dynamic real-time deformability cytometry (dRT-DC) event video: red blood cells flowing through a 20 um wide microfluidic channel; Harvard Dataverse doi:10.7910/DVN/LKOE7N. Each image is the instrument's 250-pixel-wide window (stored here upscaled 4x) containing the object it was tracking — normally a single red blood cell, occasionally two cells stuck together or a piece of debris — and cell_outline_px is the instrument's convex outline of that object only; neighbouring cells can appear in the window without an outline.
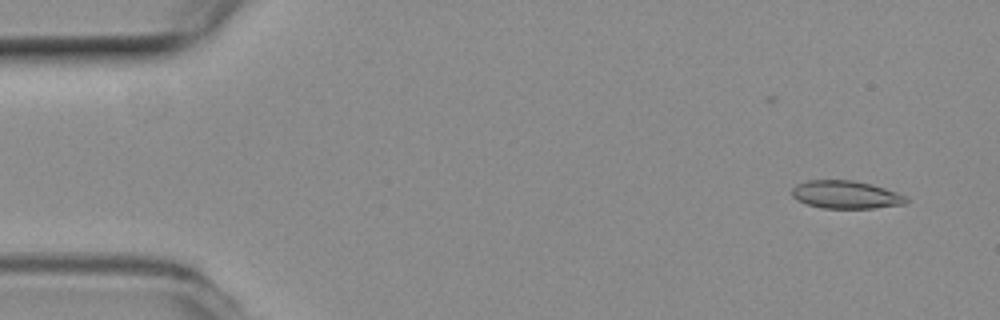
{"species": "common noctule bat (a hibernating species)", "species_latin": "Nyctalus noctula", "temperature_condition": "room temperature", "stored_images_in_passage": 54, "camera_frame_rate_fps": 3000, "um_per_image_px": 0.085, "animal": {"sex": "female", "body_mass_g": 19.3, "forearm_length_mm": 54.1}, "frame": {"image": 1, "passage_image": 4, "time_ms": 1.0, "image_size_px": [1000, 320], "cell_outline_px": [[908, 200], [904, 204], [872, 208], [820, 208], [796, 200], [792, 196], [792, 188], [796, 184], [808, 180], [852, 180], [872, 184], [908, 196]], "centroid_in_image_um": [71.88, 16.54], "position_along_channel_um": 13.1, "area_um2": 18.61}}
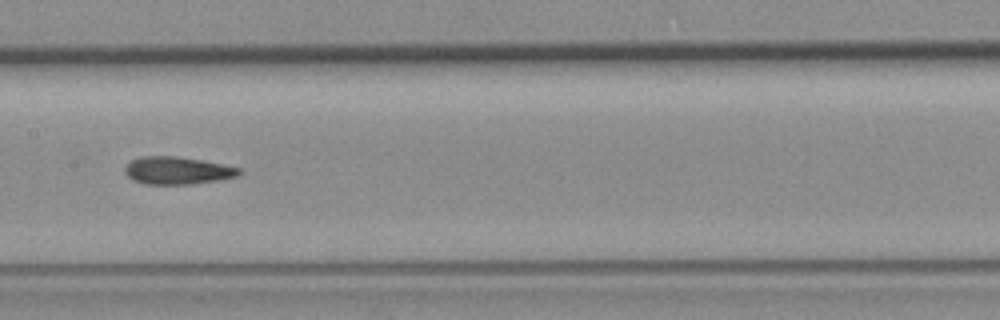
{"frame": {"image": 2, "passage_image": 27, "time_ms": 8.667, "image_size_px": [1000, 320], "cell_outline_px": [[244, 172], [236, 176], [216, 180], [188, 184], [144, 184], [132, 180], [124, 172], [124, 168], [132, 160], [144, 156], [176, 156], [224, 164], [240, 168]], "centroid_in_image_um": [15.07, 14.49], "position_along_channel_um": 192.3, "area_um2": 18.21}}
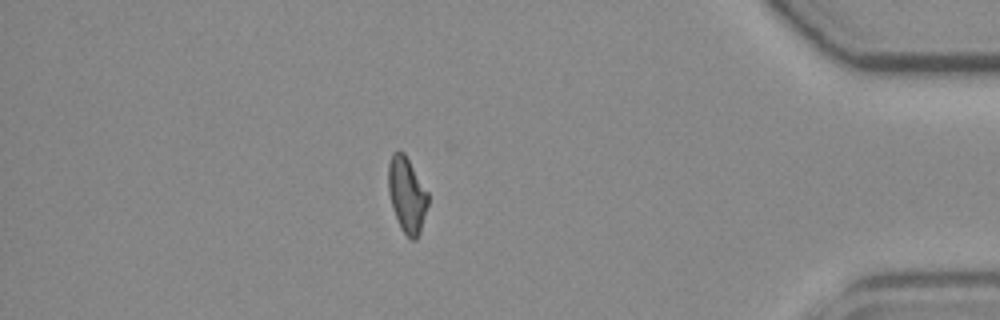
{"frame": {"image": 3, "passage_image": 47, "time_ms": 15.333, "image_size_px": [1000, 320], "cell_outline_px": [[428, 204], [420, 232], [416, 240], [412, 240], [400, 228], [392, 208], [388, 192], [388, 164], [392, 152], [400, 148], [404, 152], [428, 192]], "centroid_in_image_um": [34.57, 16.52], "position_along_channel_um": 400.6, "area_um2": 17.63}, "authors_computed_cell_mechanics": {"area_um2": 18.3226, "velocity_mm_per_s": 3.7951, "shape_relaxation_time_tau1_ms": null, "shape_relaxation_time_tau2_ms": 3.2159, "deformation_change_tau1": null, "deformation_change_tau2": 0.1099}}